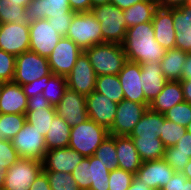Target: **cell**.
I'll use <instances>...</instances> for the list:
<instances>
[{
	"mask_svg": "<svg viewBox=\"0 0 191 190\" xmlns=\"http://www.w3.org/2000/svg\"><path fill=\"white\" fill-rule=\"evenodd\" d=\"M122 46L127 60L139 64L160 62L166 52L155 40L152 21L128 28Z\"/></svg>",
	"mask_w": 191,
	"mask_h": 190,
	"instance_id": "cell-1",
	"label": "cell"
},
{
	"mask_svg": "<svg viewBox=\"0 0 191 190\" xmlns=\"http://www.w3.org/2000/svg\"><path fill=\"white\" fill-rule=\"evenodd\" d=\"M84 52L97 76L118 75L127 61L123 46L117 43L96 44Z\"/></svg>",
	"mask_w": 191,
	"mask_h": 190,
	"instance_id": "cell-2",
	"label": "cell"
},
{
	"mask_svg": "<svg viewBox=\"0 0 191 190\" xmlns=\"http://www.w3.org/2000/svg\"><path fill=\"white\" fill-rule=\"evenodd\" d=\"M90 12L101 25L102 43L122 45L127 31L123 10L107 3L94 6Z\"/></svg>",
	"mask_w": 191,
	"mask_h": 190,
	"instance_id": "cell-3",
	"label": "cell"
},
{
	"mask_svg": "<svg viewBox=\"0 0 191 190\" xmlns=\"http://www.w3.org/2000/svg\"><path fill=\"white\" fill-rule=\"evenodd\" d=\"M108 135L105 127L88 118L84 123L71 126L68 147L83 157H91Z\"/></svg>",
	"mask_w": 191,
	"mask_h": 190,
	"instance_id": "cell-4",
	"label": "cell"
},
{
	"mask_svg": "<svg viewBox=\"0 0 191 190\" xmlns=\"http://www.w3.org/2000/svg\"><path fill=\"white\" fill-rule=\"evenodd\" d=\"M65 37L84 51L96 44H102L101 25L91 12L75 13Z\"/></svg>",
	"mask_w": 191,
	"mask_h": 190,
	"instance_id": "cell-5",
	"label": "cell"
},
{
	"mask_svg": "<svg viewBox=\"0 0 191 190\" xmlns=\"http://www.w3.org/2000/svg\"><path fill=\"white\" fill-rule=\"evenodd\" d=\"M42 171V161L32 158H19L6 170L2 190H29L31 184Z\"/></svg>",
	"mask_w": 191,
	"mask_h": 190,
	"instance_id": "cell-6",
	"label": "cell"
},
{
	"mask_svg": "<svg viewBox=\"0 0 191 190\" xmlns=\"http://www.w3.org/2000/svg\"><path fill=\"white\" fill-rule=\"evenodd\" d=\"M50 72L48 58L29 50L16 56L13 82L19 85L29 84Z\"/></svg>",
	"mask_w": 191,
	"mask_h": 190,
	"instance_id": "cell-7",
	"label": "cell"
},
{
	"mask_svg": "<svg viewBox=\"0 0 191 190\" xmlns=\"http://www.w3.org/2000/svg\"><path fill=\"white\" fill-rule=\"evenodd\" d=\"M13 147L20 158H32L43 161L47 152L45 136L28 122L11 139Z\"/></svg>",
	"mask_w": 191,
	"mask_h": 190,
	"instance_id": "cell-8",
	"label": "cell"
},
{
	"mask_svg": "<svg viewBox=\"0 0 191 190\" xmlns=\"http://www.w3.org/2000/svg\"><path fill=\"white\" fill-rule=\"evenodd\" d=\"M29 50L48 57L62 36L55 30L48 19H40L29 24Z\"/></svg>",
	"mask_w": 191,
	"mask_h": 190,
	"instance_id": "cell-9",
	"label": "cell"
},
{
	"mask_svg": "<svg viewBox=\"0 0 191 190\" xmlns=\"http://www.w3.org/2000/svg\"><path fill=\"white\" fill-rule=\"evenodd\" d=\"M82 52L83 50L71 39L62 37L47 57L50 71L53 74L66 77Z\"/></svg>",
	"mask_w": 191,
	"mask_h": 190,
	"instance_id": "cell-10",
	"label": "cell"
},
{
	"mask_svg": "<svg viewBox=\"0 0 191 190\" xmlns=\"http://www.w3.org/2000/svg\"><path fill=\"white\" fill-rule=\"evenodd\" d=\"M148 107L134 101L122 100L117 104L116 116L109 135L129 136Z\"/></svg>",
	"mask_w": 191,
	"mask_h": 190,
	"instance_id": "cell-11",
	"label": "cell"
},
{
	"mask_svg": "<svg viewBox=\"0 0 191 190\" xmlns=\"http://www.w3.org/2000/svg\"><path fill=\"white\" fill-rule=\"evenodd\" d=\"M96 79L97 74L93 70L88 56L83 51L70 73L66 76L67 86L83 96H88L95 90Z\"/></svg>",
	"mask_w": 191,
	"mask_h": 190,
	"instance_id": "cell-12",
	"label": "cell"
},
{
	"mask_svg": "<svg viewBox=\"0 0 191 190\" xmlns=\"http://www.w3.org/2000/svg\"><path fill=\"white\" fill-rule=\"evenodd\" d=\"M56 115L65 119L70 126L84 123L88 119L86 96L67 88L59 103L54 106Z\"/></svg>",
	"mask_w": 191,
	"mask_h": 190,
	"instance_id": "cell-13",
	"label": "cell"
},
{
	"mask_svg": "<svg viewBox=\"0 0 191 190\" xmlns=\"http://www.w3.org/2000/svg\"><path fill=\"white\" fill-rule=\"evenodd\" d=\"M29 24L4 23L0 27V49L14 56L29 51Z\"/></svg>",
	"mask_w": 191,
	"mask_h": 190,
	"instance_id": "cell-14",
	"label": "cell"
},
{
	"mask_svg": "<svg viewBox=\"0 0 191 190\" xmlns=\"http://www.w3.org/2000/svg\"><path fill=\"white\" fill-rule=\"evenodd\" d=\"M118 78L124 92V99L145 104L149 108L150 103L145 99L141 85V64L127 60Z\"/></svg>",
	"mask_w": 191,
	"mask_h": 190,
	"instance_id": "cell-15",
	"label": "cell"
},
{
	"mask_svg": "<svg viewBox=\"0 0 191 190\" xmlns=\"http://www.w3.org/2000/svg\"><path fill=\"white\" fill-rule=\"evenodd\" d=\"M88 118L109 130L116 116L117 103L97 91L86 96Z\"/></svg>",
	"mask_w": 191,
	"mask_h": 190,
	"instance_id": "cell-16",
	"label": "cell"
},
{
	"mask_svg": "<svg viewBox=\"0 0 191 190\" xmlns=\"http://www.w3.org/2000/svg\"><path fill=\"white\" fill-rule=\"evenodd\" d=\"M175 171L167 164L164 158L153 161H144L138 169L135 177L144 181L153 190H161L162 187L174 175Z\"/></svg>",
	"mask_w": 191,
	"mask_h": 190,
	"instance_id": "cell-17",
	"label": "cell"
},
{
	"mask_svg": "<svg viewBox=\"0 0 191 190\" xmlns=\"http://www.w3.org/2000/svg\"><path fill=\"white\" fill-rule=\"evenodd\" d=\"M83 158L76 150L69 147L47 150L42 161L43 171L71 173Z\"/></svg>",
	"mask_w": 191,
	"mask_h": 190,
	"instance_id": "cell-18",
	"label": "cell"
},
{
	"mask_svg": "<svg viewBox=\"0 0 191 190\" xmlns=\"http://www.w3.org/2000/svg\"><path fill=\"white\" fill-rule=\"evenodd\" d=\"M71 8L69 0H31L25 10L28 24L40 19L63 16Z\"/></svg>",
	"mask_w": 191,
	"mask_h": 190,
	"instance_id": "cell-19",
	"label": "cell"
},
{
	"mask_svg": "<svg viewBox=\"0 0 191 190\" xmlns=\"http://www.w3.org/2000/svg\"><path fill=\"white\" fill-rule=\"evenodd\" d=\"M28 97L22 86L14 82H4L0 95L1 114H26Z\"/></svg>",
	"mask_w": 191,
	"mask_h": 190,
	"instance_id": "cell-20",
	"label": "cell"
},
{
	"mask_svg": "<svg viewBox=\"0 0 191 190\" xmlns=\"http://www.w3.org/2000/svg\"><path fill=\"white\" fill-rule=\"evenodd\" d=\"M152 24L155 32V40L165 50L175 48V29L173 14L169 9L158 7L153 15Z\"/></svg>",
	"mask_w": 191,
	"mask_h": 190,
	"instance_id": "cell-21",
	"label": "cell"
},
{
	"mask_svg": "<svg viewBox=\"0 0 191 190\" xmlns=\"http://www.w3.org/2000/svg\"><path fill=\"white\" fill-rule=\"evenodd\" d=\"M169 10L173 14L175 48L191 53V7L184 5Z\"/></svg>",
	"mask_w": 191,
	"mask_h": 190,
	"instance_id": "cell-22",
	"label": "cell"
},
{
	"mask_svg": "<svg viewBox=\"0 0 191 190\" xmlns=\"http://www.w3.org/2000/svg\"><path fill=\"white\" fill-rule=\"evenodd\" d=\"M141 80L145 99L150 103L164 88L168 81L160 67V62L142 63Z\"/></svg>",
	"mask_w": 191,
	"mask_h": 190,
	"instance_id": "cell-23",
	"label": "cell"
},
{
	"mask_svg": "<svg viewBox=\"0 0 191 190\" xmlns=\"http://www.w3.org/2000/svg\"><path fill=\"white\" fill-rule=\"evenodd\" d=\"M118 168L136 174L143 161L129 136H115Z\"/></svg>",
	"mask_w": 191,
	"mask_h": 190,
	"instance_id": "cell-24",
	"label": "cell"
},
{
	"mask_svg": "<svg viewBox=\"0 0 191 190\" xmlns=\"http://www.w3.org/2000/svg\"><path fill=\"white\" fill-rule=\"evenodd\" d=\"M164 159L176 173H182L191 159V133L186 131L174 146L167 147Z\"/></svg>",
	"mask_w": 191,
	"mask_h": 190,
	"instance_id": "cell-25",
	"label": "cell"
},
{
	"mask_svg": "<svg viewBox=\"0 0 191 190\" xmlns=\"http://www.w3.org/2000/svg\"><path fill=\"white\" fill-rule=\"evenodd\" d=\"M184 94L180 81H167L162 91L150 102L149 108L164 114L176 104L184 102Z\"/></svg>",
	"mask_w": 191,
	"mask_h": 190,
	"instance_id": "cell-26",
	"label": "cell"
},
{
	"mask_svg": "<svg viewBox=\"0 0 191 190\" xmlns=\"http://www.w3.org/2000/svg\"><path fill=\"white\" fill-rule=\"evenodd\" d=\"M164 114L148 108L135 125L129 137H160Z\"/></svg>",
	"mask_w": 191,
	"mask_h": 190,
	"instance_id": "cell-27",
	"label": "cell"
},
{
	"mask_svg": "<svg viewBox=\"0 0 191 190\" xmlns=\"http://www.w3.org/2000/svg\"><path fill=\"white\" fill-rule=\"evenodd\" d=\"M188 54L178 48L166 50L164 57L160 61V67L168 81L181 80L183 65Z\"/></svg>",
	"mask_w": 191,
	"mask_h": 190,
	"instance_id": "cell-28",
	"label": "cell"
},
{
	"mask_svg": "<svg viewBox=\"0 0 191 190\" xmlns=\"http://www.w3.org/2000/svg\"><path fill=\"white\" fill-rule=\"evenodd\" d=\"M49 128L45 135L47 150L68 147L71 126L65 119L55 115Z\"/></svg>",
	"mask_w": 191,
	"mask_h": 190,
	"instance_id": "cell-29",
	"label": "cell"
},
{
	"mask_svg": "<svg viewBox=\"0 0 191 190\" xmlns=\"http://www.w3.org/2000/svg\"><path fill=\"white\" fill-rule=\"evenodd\" d=\"M131 139L143 162L164 158L166 148L159 137H131Z\"/></svg>",
	"mask_w": 191,
	"mask_h": 190,
	"instance_id": "cell-30",
	"label": "cell"
},
{
	"mask_svg": "<svg viewBox=\"0 0 191 190\" xmlns=\"http://www.w3.org/2000/svg\"><path fill=\"white\" fill-rule=\"evenodd\" d=\"M157 8V2L142 0L123 10L127 29L141 23L152 21L154 12Z\"/></svg>",
	"mask_w": 191,
	"mask_h": 190,
	"instance_id": "cell-31",
	"label": "cell"
},
{
	"mask_svg": "<svg viewBox=\"0 0 191 190\" xmlns=\"http://www.w3.org/2000/svg\"><path fill=\"white\" fill-rule=\"evenodd\" d=\"M56 115L55 108L27 107L26 109V122L33 125L43 136L46 135L51 122Z\"/></svg>",
	"mask_w": 191,
	"mask_h": 190,
	"instance_id": "cell-32",
	"label": "cell"
},
{
	"mask_svg": "<svg viewBox=\"0 0 191 190\" xmlns=\"http://www.w3.org/2000/svg\"><path fill=\"white\" fill-rule=\"evenodd\" d=\"M25 10V1L0 0V24H28Z\"/></svg>",
	"mask_w": 191,
	"mask_h": 190,
	"instance_id": "cell-33",
	"label": "cell"
},
{
	"mask_svg": "<svg viewBox=\"0 0 191 190\" xmlns=\"http://www.w3.org/2000/svg\"><path fill=\"white\" fill-rule=\"evenodd\" d=\"M94 91L106 95L117 104L124 100V92L122 90V86L120 85L118 75L97 76Z\"/></svg>",
	"mask_w": 191,
	"mask_h": 190,
	"instance_id": "cell-34",
	"label": "cell"
},
{
	"mask_svg": "<svg viewBox=\"0 0 191 190\" xmlns=\"http://www.w3.org/2000/svg\"><path fill=\"white\" fill-rule=\"evenodd\" d=\"M90 190H108L110 170L100 159L90 157Z\"/></svg>",
	"mask_w": 191,
	"mask_h": 190,
	"instance_id": "cell-35",
	"label": "cell"
},
{
	"mask_svg": "<svg viewBox=\"0 0 191 190\" xmlns=\"http://www.w3.org/2000/svg\"><path fill=\"white\" fill-rule=\"evenodd\" d=\"M20 156L13 147L11 140H0V190H2L6 170L19 160Z\"/></svg>",
	"mask_w": 191,
	"mask_h": 190,
	"instance_id": "cell-36",
	"label": "cell"
},
{
	"mask_svg": "<svg viewBox=\"0 0 191 190\" xmlns=\"http://www.w3.org/2000/svg\"><path fill=\"white\" fill-rule=\"evenodd\" d=\"M94 157L98 158L106 164L111 171L118 168V158L115 147V136L108 135L101 145L95 150Z\"/></svg>",
	"mask_w": 191,
	"mask_h": 190,
	"instance_id": "cell-37",
	"label": "cell"
},
{
	"mask_svg": "<svg viewBox=\"0 0 191 190\" xmlns=\"http://www.w3.org/2000/svg\"><path fill=\"white\" fill-rule=\"evenodd\" d=\"M26 122L25 114H1L0 132L3 139L11 140L20 131Z\"/></svg>",
	"mask_w": 191,
	"mask_h": 190,
	"instance_id": "cell-38",
	"label": "cell"
},
{
	"mask_svg": "<svg viewBox=\"0 0 191 190\" xmlns=\"http://www.w3.org/2000/svg\"><path fill=\"white\" fill-rule=\"evenodd\" d=\"M46 88L42 95L53 105L56 106L68 88L66 77L53 74L48 82H45Z\"/></svg>",
	"mask_w": 191,
	"mask_h": 190,
	"instance_id": "cell-39",
	"label": "cell"
},
{
	"mask_svg": "<svg viewBox=\"0 0 191 190\" xmlns=\"http://www.w3.org/2000/svg\"><path fill=\"white\" fill-rule=\"evenodd\" d=\"M52 190H80L71 173L43 171Z\"/></svg>",
	"mask_w": 191,
	"mask_h": 190,
	"instance_id": "cell-40",
	"label": "cell"
},
{
	"mask_svg": "<svg viewBox=\"0 0 191 190\" xmlns=\"http://www.w3.org/2000/svg\"><path fill=\"white\" fill-rule=\"evenodd\" d=\"M186 128L165 118L162 124L160 139L165 148L174 146L185 134Z\"/></svg>",
	"mask_w": 191,
	"mask_h": 190,
	"instance_id": "cell-41",
	"label": "cell"
},
{
	"mask_svg": "<svg viewBox=\"0 0 191 190\" xmlns=\"http://www.w3.org/2000/svg\"><path fill=\"white\" fill-rule=\"evenodd\" d=\"M164 116L166 119L186 128L191 121V104L186 101L176 104L167 110Z\"/></svg>",
	"mask_w": 191,
	"mask_h": 190,
	"instance_id": "cell-42",
	"label": "cell"
},
{
	"mask_svg": "<svg viewBox=\"0 0 191 190\" xmlns=\"http://www.w3.org/2000/svg\"><path fill=\"white\" fill-rule=\"evenodd\" d=\"M135 177V174L116 168L110 171L108 190H127Z\"/></svg>",
	"mask_w": 191,
	"mask_h": 190,
	"instance_id": "cell-43",
	"label": "cell"
},
{
	"mask_svg": "<svg viewBox=\"0 0 191 190\" xmlns=\"http://www.w3.org/2000/svg\"><path fill=\"white\" fill-rule=\"evenodd\" d=\"M90 157H84L71 172L80 190H90Z\"/></svg>",
	"mask_w": 191,
	"mask_h": 190,
	"instance_id": "cell-44",
	"label": "cell"
},
{
	"mask_svg": "<svg viewBox=\"0 0 191 190\" xmlns=\"http://www.w3.org/2000/svg\"><path fill=\"white\" fill-rule=\"evenodd\" d=\"M16 56L0 49V80L13 82L15 75Z\"/></svg>",
	"mask_w": 191,
	"mask_h": 190,
	"instance_id": "cell-45",
	"label": "cell"
},
{
	"mask_svg": "<svg viewBox=\"0 0 191 190\" xmlns=\"http://www.w3.org/2000/svg\"><path fill=\"white\" fill-rule=\"evenodd\" d=\"M75 12L70 10L68 11L66 14H64L63 16H58V17H50L48 19L49 24H52L53 27L55 28V30L62 36L65 37L70 24H71V20L74 16Z\"/></svg>",
	"mask_w": 191,
	"mask_h": 190,
	"instance_id": "cell-46",
	"label": "cell"
},
{
	"mask_svg": "<svg viewBox=\"0 0 191 190\" xmlns=\"http://www.w3.org/2000/svg\"><path fill=\"white\" fill-rule=\"evenodd\" d=\"M52 75H53V73L50 72L48 75L43 76L40 79L34 80L33 82H31L29 84L21 85L25 95L28 98H31L33 96H36L38 93H42L43 90L46 88L45 82H48L49 78Z\"/></svg>",
	"mask_w": 191,
	"mask_h": 190,
	"instance_id": "cell-47",
	"label": "cell"
},
{
	"mask_svg": "<svg viewBox=\"0 0 191 190\" xmlns=\"http://www.w3.org/2000/svg\"><path fill=\"white\" fill-rule=\"evenodd\" d=\"M185 181H187V177L183 173L175 172L161 190H184Z\"/></svg>",
	"mask_w": 191,
	"mask_h": 190,
	"instance_id": "cell-48",
	"label": "cell"
},
{
	"mask_svg": "<svg viewBox=\"0 0 191 190\" xmlns=\"http://www.w3.org/2000/svg\"><path fill=\"white\" fill-rule=\"evenodd\" d=\"M69 6L75 13L90 12L91 0H69Z\"/></svg>",
	"mask_w": 191,
	"mask_h": 190,
	"instance_id": "cell-49",
	"label": "cell"
},
{
	"mask_svg": "<svg viewBox=\"0 0 191 190\" xmlns=\"http://www.w3.org/2000/svg\"><path fill=\"white\" fill-rule=\"evenodd\" d=\"M29 190H52L47 175L42 171L35 181L31 184V188Z\"/></svg>",
	"mask_w": 191,
	"mask_h": 190,
	"instance_id": "cell-50",
	"label": "cell"
},
{
	"mask_svg": "<svg viewBox=\"0 0 191 190\" xmlns=\"http://www.w3.org/2000/svg\"><path fill=\"white\" fill-rule=\"evenodd\" d=\"M39 106H44V108H54V106L42 95V93H38L36 96L28 98L27 107Z\"/></svg>",
	"mask_w": 191,
	"mask_h": 190,
	"instance_id": "cell-51",
	"label": "cell"
},
{
	"mask_svg": "<svg viewBox=\"0 0 191 190\" xmlns=\"http://www.w3.org/2000/svg\"><path fill=\"white\" fill-rule=\"evenodd\" d=\"M188 0H157V5L163 9L178 8L186 5Z\"/></svg>",
	"mask_w": 191,
	"mask_h": 190,
	"instance_id": "cell-52",
	"label": "cell"
},
{
	"mask_svg": "<svg viewBox=\"0 0 191 190\" xmlns=\"http://www.w3.org/2000/svg\"><path fill=\"white\" fill-rule=\"evenodd\" d=\"M184 100L191 104V79L180 80Z\"/></svg>",
	"mask_w": 191,
	"mask_h": 190,
	"instance_id": "cell-53",
	"label": "cell"
},
{
	"mask_svg": "<svg viewBox=\"0 0 191 190\" xmlns=\"http://www.w3.org/2000/svg\"><path fill=\"white\" fill-rule=\"evenodd\" d=\"M191 79V53L187 55L182 69L181 80Z\"/></svg>",
	"mask_w": 191,
	"mask_h": 190,
	"instance_id": "cell-54",
	"label": "cell"
},
{
	"mask_svg": "<svg viewBox=\"0 0 191 190\" xmlns=\"http://www.w3.org/2000/svg\"><path fill=\"white\" fill-rule=\"evenodd\" d=\"M142 0H111L110 3L114 4L118 8L125 10L129 8L130 6L139 3Z\"/></svg>",
	"mask_w": 191,
	"mask_h": 190,
	"instance_id": "cell-55",
	"label": "cell"
},
{
	"mask_svg": "<svg viewBox=\"0 0 191 190\" xmlns=\"http://www.w3.org/2000/svg\"><path fill=\"white\" fill-rule=\"evenodd\" d=\"M127 190H153L149 185L144 184V181L138 180L134 177L132 184Z\"/></svg>",
	"mask_w": 191,
	"mask_h": 190,
	"instance_id": "cell-56",
	"label": "cell"
},
{
	"mask_svg": "<svg viewBox=\"0 0 191 190\" xmlns=\"http://www.w3.org/2000/svg\"><path fill=\"white\" fill-rule=\"evenodd\" d=\"M182 173L187 177L188 180H191V159L190 162L185 166Z\"/></svg>",
	"mask_w": 191,
	"mask_h": 190,
	"instance_id": "cell-57",
	"label": "cell"
},
{
	"mask_svg": "<svg viewBox=\"0 0 191 190\" xmlns=\"http://www.w3.org/2000/svg\"><path fill=\"white\" fill-rule=\"evenodd\" d=\"M111 0H91L92 3V8L96 5H101V4H107L110 3Z\"/></svg>",
	"mask_w": 191,
	"mask_h": 190,
	"instance_id": "cell-58",
	"label": "cell"
},
{
	"mask_svg": "<svg viewBox=\"0 0 191 190\" xmlns=\"http://www.w3.org/2000/svg\"><path fill=\"white\" fill-rule=\"evenodd\" d=\"M184 190H191V180L187 179V181H185Z\"/></svg>",
	"mask_w": 191,
	"mask_h": 190,
	"instance_id": "cell-59",
	"label": "cell"
},
{
	"mask_svg": "<svg viewBox=\"0 0 191 190\" xmlns=\"http://www.w3.org/2000/svg\"><path fill=\"white\" fill-rule=\"evenodd\" d=\"M186 131L191 133V121L188 123V125L186 127Z\"/></svg>",
	"mask_w": 191,
	"mask_h": 190,
	"instance_id": "cell-60",
	"label": "cell"
},
{
	"mask_svg": "<svg viewBox=\"0 0 191 190\" xmlns=\"http://www.w3.org/2000/svg\"><path fill=\"white\" fill-rule=\"evenodd\" d=\"M17 1H25V7L31 2V0H17Z\"/></svg>",
	"mask_w": 191,
	"mask_h": 190,
	"instance_id": "cell-61",
	"label": "cell"
},
{
	"mask_svg": "<svg viewBox=\"0 0 191 190\" xmlns=\"http://www.w3.org/2000/svg\"><path fill=\"white\" fill-rule=\"evenodd\" d=\"M3 84H4V81L0 80V95H1L2 88H3Z\"/></svg>",
	"mask_w": 191,
	"mask_h": 190,
	"instance_id": "cell-62",
	"label": "cell"
},
{
	"mask_svg": "<svg viewBox=\"0 0 191 190\" xmlns=\"http://www.w3.org/2000/svg\"><path fill=\"white\" fill-rule=\"evenodd\" d=\"M187 6L191 7V0H188L186 3Z\"/></svg>",
	"mask_w": 191,
	"mask_h": 190,
	"instance_id": "cell-63",
	"label": "cell"
},
{
	"mask_svg": "<svg viewBox=\"0 0 191 190\" xmlns=\"http://www.w3.org/2000/svg\"><path fill=\"white\" fill-rule=\"evenodd\" d=\"M143 1H148V2H157V0H143Z\"/></svg>",
	"mask_w": 191,
	"mask_h": 190,
	"instance_id": "cell-64",
	"label": "cell"
}]
</instances>
